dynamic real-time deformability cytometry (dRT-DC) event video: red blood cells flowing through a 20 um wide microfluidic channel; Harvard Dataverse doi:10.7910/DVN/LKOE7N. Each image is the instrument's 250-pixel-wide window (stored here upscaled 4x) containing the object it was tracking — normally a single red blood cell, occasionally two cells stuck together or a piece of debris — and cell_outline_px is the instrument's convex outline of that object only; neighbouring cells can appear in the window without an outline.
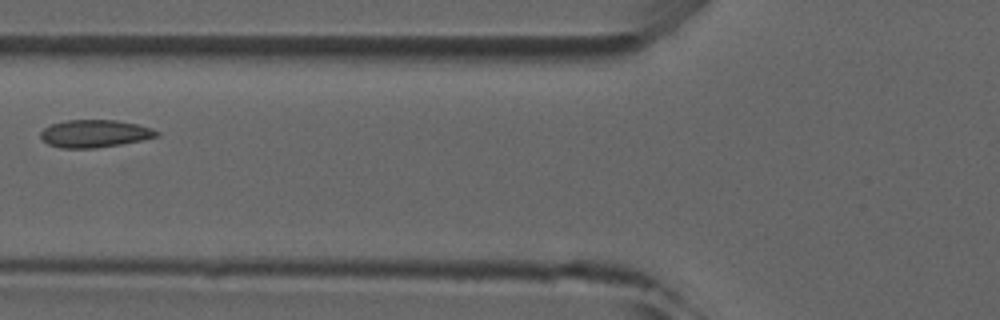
{"species": "common noctule bat (a hibernating species)", "species_latin": "Nyctalus noctula", "temperature_condition": "room temperature", "stored_images_in_passage": 5, "camera_frame_rate_fps": 3000, "um_per_image_px": 0.085, "animal": {"sex": "male", "forearm_length_mm": 52.5}, "frame": {"image": 1, "passage_image": 4, "time_ms": 3.333, "image_size_px": [1000, 320], "cell_outline_px": [[160, 136], [144, 140], [96, 148], [60, 148], [48, 144], [40, 136], [40, 132], [44, 128], [52, 124], [64, 120], [116, 120], [136, 124], [152, 128], [160, 132]], "centroid_in_image_um": [8.07, 11.35], "position_along_channel_um": 117.7, "area_um2": 18.73}}
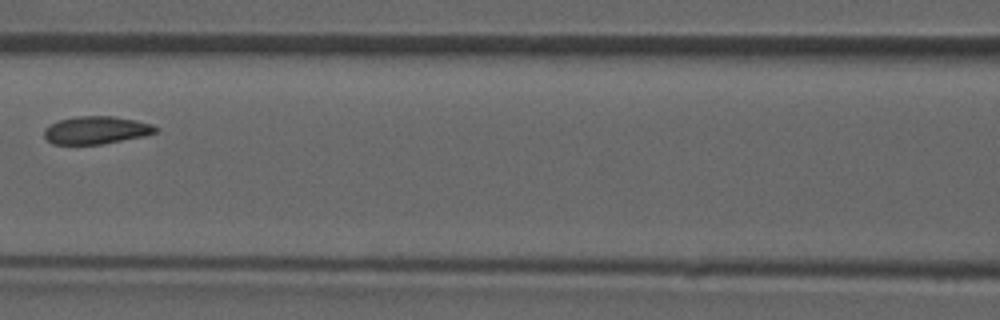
{"frame": {"image": 2, "passage_image": 5, "time_ms": 4.333, "image_size_px": [1000, 320], "cell_outline_px": [[160, 128], [156, 132], [144, 136], [100, 144], [52, 144], [44, 136], [44, 128], [60, 120], [76, 116], [112, 116], [136, 120], [152, 124]], "centroid_in_image_um": [8.19, 11.06], "position_along_channel_um": 158.4, "area_um2": 17.92}}